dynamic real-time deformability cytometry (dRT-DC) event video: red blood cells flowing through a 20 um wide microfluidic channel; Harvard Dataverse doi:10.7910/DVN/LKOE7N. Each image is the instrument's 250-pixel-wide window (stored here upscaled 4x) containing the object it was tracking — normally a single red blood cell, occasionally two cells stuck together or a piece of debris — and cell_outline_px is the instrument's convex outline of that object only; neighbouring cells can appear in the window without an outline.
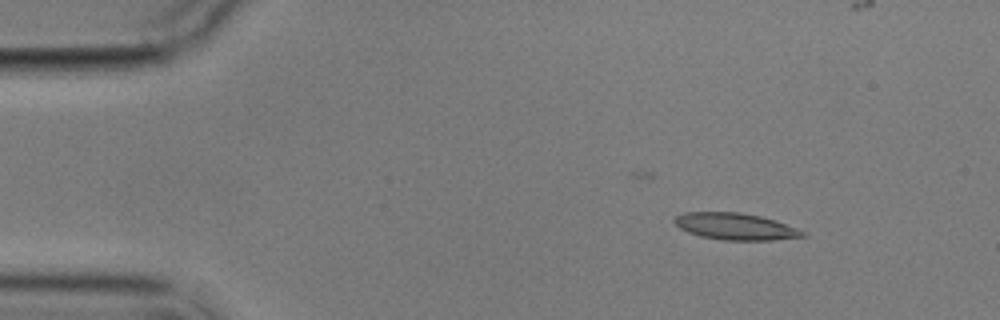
{"species": "common noctule bat (a hibernating species)", "species_latin": "Nyctalus noctula", "temperature_condition": "cold", "stored_images_in_passage": 9, "camera_frame_rate_fps": 3000, "um_per_image_px": 0.085, "animal": {"sex": "male", "body_mass_g": 17.9}, "frame": {"image": 1, "passage_image": 3, "time_ms": 2.333, "image_size_px": [1000, 320], "cell_outline_px": [[808, 236], [772, 240], [724, 240], [700, 236], [688, 232], [680, 228], [672, 220], [676, 216], [684, 212], [740, 212], [760, 216], [776, 220], [808, 232]], "centroid_in_image_um": [62.55, 19.25], "position_along_channel_um": 22.4, "area_um2": 20.11}}
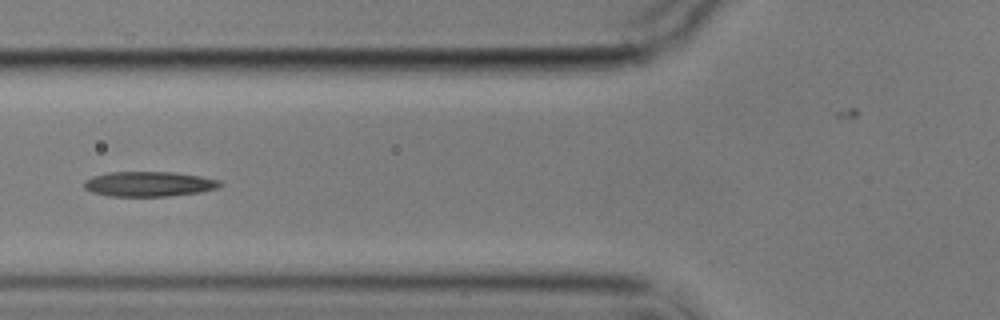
{"frame": {"image": 2, "passage_image": 7, "time_ms": 7.0, "image_size_px": [1000, 320], "cell_outline_px": [[224, 184], [216, 188], [200, 192], [168, 196], [108, 196], [92, 192], [84, 188], [84, 180], [92, 176], [108, 172], [172, 172], [200, 176], [220, 180]], "centroid_in_image_um": [12.64, 15.64], "position_along_channel_um": 113.2, "area_um2": 19.83}}
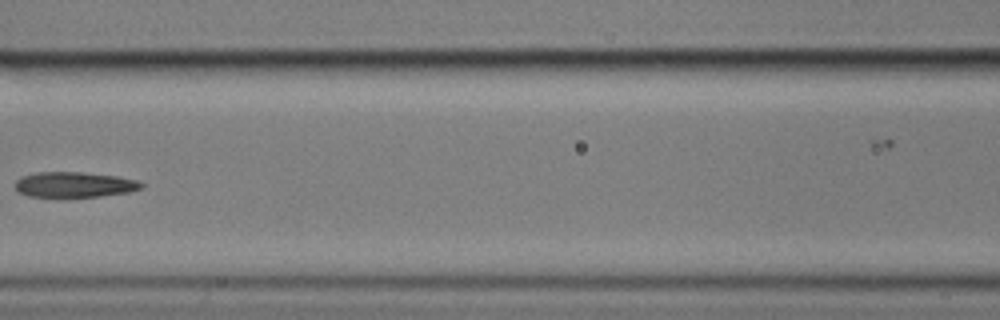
{"frame": {"image": 3, "passage_image": 8, "time_ms": 8.333, "image_size_px": [1000, 320], "cell_outline_px": [[144, 184], [140, 188], [128, 192], [100, 196], [64, 200], [28, 196], [16, 192], [12, 184], [20, 176], [36, 172], [80, 172], [116, 176], [140, 180]], "centroid_in_image_um": [6.21, 15.74], "position_along_channel_um": 160.4, "area_um2": 19.77}}